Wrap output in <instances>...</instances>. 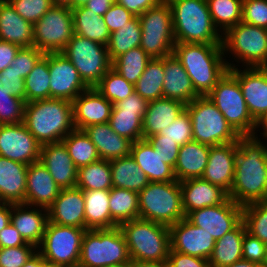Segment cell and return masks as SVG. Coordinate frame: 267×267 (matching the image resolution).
Here are the masks:
<instances>
[{
	"label": "cell",
	"mask_w": 267,
	"mask_h": 267,
	"mask_svg": "<svg viewBox=\"0 0 267 267\" xmlns=\"http://www.w3.org/2000/svg\"><path fill=\"white\" fill-rule=\"evenodd\" d=\"M237 140L235 172L228 197L245 206L267 201V144L256 135Z\"/></svg>",
	"instance_id": "obj_1"
},
{
	"label": "cell",
	"mask_w": 267,
	"mask_h": 267,
	"mask_svg": "<svg viewBox=\"0 0 267 267\" xmlns=\"http://www.w3.org/2000/svg\"><path fill=\"white\" fill-rule=\"evenodd\" d=\"M173 54L199 96H207L228 69L236 67L224 59L222 44L175 43Z\"/></svg>",
	"instance_id": "obj_2"
},
{
	"label": "cell",
	"mask_w": 267,
	"mask_h": 267,
	"mask_svg": "<svg viewBox=\"0 0 267 267\" xmlns=\"http://www.w3.org/2000/svg\"><path fill=\"white\" fill-rule=\"evenodd\" d=\"M23 123L41 145L62 141L75 129L72 102L56 98L28 102Z\"/></svg>",
	"instance_id": "obj_3"
},
{
	"label": "cell",
	"mask_w": 267,
	"mask_h": 267,
	"mask_svg": "<svg viewBox=\"0 0 267 267\" xmlns=\"http://www.w3.org/2000/svg\"><path fill=\"white\" fill-rule=\"evenodd\" d=\"M171 8L176 43L222 44L207 0H166Z\"/></svg>",
	"instance_id": "obj_4"
},
{
	"label": "cell",
	"mask_w": 267,
	"mask_h": 267,
	"mask_svg": "<svg viewBox=\"0 0 267 267\" xmlns=\"http://www.w3.org/2000/svg\"><path fill=\"white\" fill-rule=\"evenodd\" d=\"M130 262L125 236L119 226L85 231L78 262L81 267H119Z\"/></svg>",
	"instance_id": "obj_5"
},
{
	"label": "cell",
	"mask_w": 267,
	"mask_h": 267,
	"mask_svg": "<svg viewBox=\"0 0 267 267\" xmlns=\"http://www.w3.org/2000/svg\"><path fill=\"white\" fill-rule=\"evenodd\" d=\"M131 260L167 262L170 251L169 226L136 218L119 226Z\"/></svg>",
	"instance_id": "obj_6"
},
{
	"label": "cell",
	"mask_w": 267,
	"mask_h": 267,
	"mask_svg": "<svg viewBox=\"0 0 267 267\" xmlns=\"http://www.w3.org/2000/svg\"><path fill=\"white\" fill-rule=\"evenodd\" d=\"M185 217L179 181L149 182L139 192V218L171 226Z\"/></svg>",
	"instance_id": "obj_7"
},
{
	"label": "cell",
	"mask_w": 267,
	"mask_h": 267,
	"mask_svg": "<svg viewBox=\"0 0 267 267\" xmlns=\"http://www.w3.org/2000/svg\"><path fill=\"white\" fill-rule=\"evenodd\" d=\"M185 110L191 119L193 140L213 146L237 142L240 138L207 96L195 98Z\"/></svg>",
	"instance_id": "obj_8"
},
{
	"label": "cell",
	"mask_w": 267,
	"mask_h": 267,
	"mask_svg": "<svg viewBox=\"0 0 267 267\" xmlns=\"http://www.w3.org/2000/svg\"><path fill=\"white\" fill-rule=\"evenodd\" d=\"M207 97L240 136H253L256 121L250 115L238 80L228 71Z\"/></svg>",
	"instance_id": "obj_9"
},
{
	"label": "cell",
	"mask_w": 267,
	"mask_h": 267,
	"mask_svg": "<svg viewBox=\"0 0 267 267\" xmlns=\"http://www.w3.org/2000/svg\"><path fill=\"white\" fill-rule=\"evenodd\" d=\"M139 21L142 29L140 47L151 59L173 54L176 41L172 12L166 0L145 11L139 16Z\"/></svg>",
	"instance_id": "obj_10"
},
{
	"label": "cell",
	"mask_w": 267,
	"mask_h": 267,
	"mask_svg": "<svg viewBox=\"0 0 267 267\" xmlns=\"http://www.w3.org/2000/svg\"><path fill=\"white\" fill-rule=\"evenodd\" d=\"M224 54L231 53L246 68L267 67V29L239 22L222 34Z\"/></svg>",
	"instance_id": "obj_11"
},
{
	"label": "cell",
	"mask_w": 267,
	"mask_h": 267,
	"mask_svg": "<svg viewBox=\"0 0 267 267\" xmlns=\"http://www.w3.org/2000/svg\"><path fill=\"white\" fill-rule=\"evenodd\" d=\"M78 70L79 76L89 87H95L112 67L107 46L74 34L61 52Z\"/></svg>",
	"instance_id": "obj_12"
},
{
	"label": "cell",
	"mask_w": 267,
	"mask_h": 267,
	"mask_svg": "<svg viewBox=\"0 0 267 267\" xmlns=\"http://www.w3.org/2000/svg\"><path fill=\"white\" fill-rule=\"evenodd\" d=\"M85 231L83 228L62 226L48 221L37 252L49 263L62 267L78 265Z\"/></svg>",
	"instance_id": "obj_13"
},
{
	"label": "cell",
	"mask_w": 267,
	"mask_h": 267,
	"mask_svg": "<svg viewBox=\"0 0 267 267\" xmlns=\"http://www.w3.org/2000/svg\"><path fill=\"white\" fill-rule=\"evenodd\" d=\"M33 46L44 53L62 52L74 35L73 14L67 5H54L34 25Z\"/></svg>",
	"instance_id": "obj_14"
},
{
	"label": "cell",
	"mask_w": 267,
	"mask_h": 267,
	"mask_svg": "<svg viewBox=\"0 0 267 267\" xmlns=\"http://www.w3.org/2000/svg\"><path fill=\"white\" fill-rule=\"evenodd\" d=\"M242 211L243 206L228 197L222 204L191 211L186 218L218 240L242 221Z\"/></svg>",
	"instance_id": "obj_15"
},
{
	"label": "cell",
	"mask_w": 267,
	"mask_h": 267,
	"mask_svg": "<svg viewBox=\"0 0 267 267\" xmlns=\"http://www.w3.org/2000/svg\"><path fill=\"white\" fill-rule=\"evenodd\" d=\"M41 144L25 124L0 125V156L26 165L39 161Z\"/></svg>",
	"instance_id": "obj_16"
},
{
	"label": "cell",
	"mask_w": 267,
	"mask_h": 267,
	"mask_svg": "<svg viewBox=\"0 0 267 267\" xmlns=\"http://www.w3.org/2000/svg\"><path fill=\"white\" fill-rule=\"evenodd\" d=\"M50 73V98L73 101L89 87L79 76L78 70L61 52L48 53Z\"/></svg>",
	"instance_id": "obj_17"
},
{
	"label": "cell",
	"mask_w": 267,
	"mask_h": 267,
	"mask_svg": "<svg viewBox=\"0 0 267 267\" xmlns=\"http://www.w3.org/2000/svg\"><path fill=\"white\" fill-rule=\"evenodd\" d=\"M169 232L170 249L173 251L207 260L211 256L216 240L186 217L169 226Z\"/></svg>",
	"instance_id": "obj_18"
},
{
	"label": "cell",
	"mask_w": 267,
	"mask_h": 267,
	"mask_svg": "<svg viewBox=\"0 0 267 267\" xmlns=\"http://www.w3.org/2000/svg\"><path fill=\"white\" fill-rule=\"evenodd\" d=\"M228 71L238 80L248 111L257 121L267 112V67H234Z\"/></svg>",
	"instance_id": "obj_19"
},
{
	"label": "cell",
	"mask_w": 267,
	"mask_h": 267,
	"mask_svg": "<svg viewBox=\"0 0 267 267\" xmlns=\"http://www.w3.org/2000/svg\"><path fill=\"white\" fill-rule=\"evenodd\" d=\"M75 129L109 121L113 104L94 87L88 88L72 101Z\"/></svg>",
	"instance_id": "obj_20"
},
{
	"label": "cell",
	"mask_w": 267,
	"mask_h": 267,
	"mask_svg": "<svg viewBox=\"0 0 267 267\" xmlns=\"http://www.w3.org/2000/svg\"><path fill=\"white\" fill-rule=\"evenodd\" d=\"M47 211L51 223L85 229V200L78 187L62 188Z\"/></svg>",
	"instance_id": "obj_21"
},
{
	"label": "cell",
	"mask_w": 267,
	"mask_h": 267,
	"mask_svg": "<svg viewBox=\"0 0 267 267\" xmlns=\"http://www.w3.org/2000/svg\"><path fill=\"white\" fill-rule=\"evenodd\" d=\"M237 148V142L210 146L208 163L201 178L229 193L234 178Z\"/></svg>",
	"instance_id": "obj_22"
},
{
	"label": "cell",
	"mask_w": 267,
	"mask_h": 267,
	"mask_svg": "<svg viewBox=\"0 0 267 267\" xmlns=\"http://www.w3.org/2000/svg\"><path fill=\"white\" fill-rule=\"evenodd\" d=\"M39 161L61 188L76 187L78 168L63 141L41 145Z\"/></svg>",
	"instance_id": "obj_23"
},
{
	"label": "cell",
	"mask_w": 267,
	"mask_h": 267,
	"mask_svg": "<svg viewBox=\"0 0 267 267\" xmlns=\"http://www.w3.org/2000/svg\"><path fill=\"white\" fill-rule=\"evenodd\" d=\"M61 189L40 161L28 165L25 204L47 209Z\"/></svg>",
	"instance_id": "obj_24"
},
{
	"label": "cell",
	"mask_w": 267,
	"mask_h": 267,
	"mask_svg": "<svg viewBox=\"0 0 267 267\" xmlns=\"http://www.w3.org/2000/svg\"><path fill=\"white\" fill-rule=\"evenodd\" d=\"M179 184L185 216L196 209L222 204L228 198V193L220 186L202 178L184 180Z\"/></svg>",
	"instance_id": "obj_25"
},
{
	"label": "cell",
	"mask_w": 267,
	"mask_h": 267,
	"mask_svg": "<svg viewBox=\"0 0 267 267\" xmlns=\"http://www.w3.org/2000/svg\"><path fill=\"white\" fill-rule=\"evenodd\" d=\"M42 210H41V209ZM30 209V210H29ZM10 222L19 231L26 243L38 247L48 223V211L25 203L11 204Z\"/></svg>",
	"instance_id": "obj_26"
},
{
	"label": "cell",
	"mask_w": 267,
	"mask_h": 267,
	"mask_svg": "<svg viewBox=\"0 0 267 267\" xmlns=\"http://www.w3.org/2000/svg\"><path fill=\"white\" fill-rule=\"evenodd\" d=\"M164 81L163 97L187 105L199 95L195 92L191 80L181 62L171 54L163 57Z\"/></svg>",
	"instance_id": "obj_27"
},
{
	"label": "cell",
	"mask_w": 267,
	"mask_h": 267,
	"mask_svg": "<svg viewBox=\"0 0 267 267\" xmlns=\"http://www.w3.org/2000/svg\"><path fill=\"white\" fill-rule=\"evenodd\" d=\"M27 167L0 156V203H25Z\"/></svg>",
	"instance_id": "obj_28"
},
{
	"label": "cell",
	"mask_w": 267,
	"mask_h": 267,
	"mask_svg": "<svg viewBox=\"0 0 267 267\" xmlns=\"http://www.w3.org/2000/svg\"><path fill=\"white\" fill-rule=\"evenodd\" d=\"M131 156L136 164L144 171L149 182H169L175 181L173 168L163 162L159 150L147 139L137 140L132 144Z\"/></svg>",
	"instance_id": "obj_29"
},
{
	"label": "cell",
	"mask_w": 267,
	"mask_h": 267,
	"mask_svg": "<svg viewBox=\"0 0 267 267\" xmlns=\"http://www.w3.org/2000/svg\"><path fill=\"white\" fill-rule=\"evenodd\" d=\"M84 132L96 146L100 159L110 161L131 155L133 142L119 136L108 122L88 126Z\"/></svg>",
	"instance_id": "obj_30"
},
{
	"label": "cell",
	"mask_w": 267,
	"mask_h": 267,
	"mask_svg": "<svg viewBox=\"0 0 267 267\" xmlns=\"http://www.w3.org/2000/svg\"><path fill=\"white\" fill-rule=\"evenodd\" d=\"M33 24L23 19L8 0L0 1V40L19 47L33 46Z\"/></svg>",
	"instance_id": "obj_31"
},
{
	"label": "cell",
	"mask_w": 267,
	"mask_h": 267,
	"mask_svg": "<svg viewBox=\"0 0 267 267\" xmlns=\"http://www.w3.org/2000/svg\"><path fill=\"white\" fill-rule=\"evenodd\" d=\"M210 146L195 140L179 147L178 158L174 167L177 181L201 178L208 163Z\"/></svg>",
	"instance_id": "obj_32"
},
{
	"label": "cell",
	"mask_w": 267,
	"mask_h": 267,
	"mask_svg": "<svg viewBox=\"0 0 267 267\" xmlns=\"http://www.w3.org/2000/svg\"><path fill=\"white\" fill-rule=\"evenodd\" d=\"M186 105L169 98H159L148 103L143 117V139L159 134L160 131L172 123L182 112Z\"/></svg>",
	"instance_id": "obj_33"
},
{
	"label": "cell",
	"mask_w": 267,
	"mask_h": 267,
	"mask_svg": "<svg viewBox=\"0 0 267 267\" xmlns=\"http://www.w3.org/2000/svg\"><path fill=\"white\" fill-rule=\"evenodd\" d=\"M246 231L243 221L233 230L215 241V246L208 259L209 267H226L242 258V242Z\"/></svg>",
	"instance_id": "obj_34"
},
{
	"label": "cell",
	"mask_w": 267,
	"mask_h": 267,
	"mask_svg": "<svg viewBox=\"0 0 267 267\" xmlns=\"http://www.w3.org/2000/svg\"><path fill=\"white\" fill-rule=\"evenodd\" d=\"M110 168L113 187L139 193L149 184L146 174L131 155L110 160Z\"/></svg>",
	"instance_id": "obj_35"
},
{
	"label": "cell",
	"mask_w": 267,
	"mask_h": 267,
	"mask_svg": "<svg viewBox=\"0 0 267 267\" xmlns=\"http://www.w3.org/2000/svg\"><path fill=\"white\" fill-rule=\"evenodd\" d=\"M85 200V229L112 228L109 190H83Z\"/></svg>",
	"instance_id": "obj_36"
},
{
	"label": "cell",
	"mask_w": 267,
	"mask_h": 267,
	"mask_svg": "<svg viewBox=\"0 0 267 267\" xmlns=\"http://www.w3.org/2000/svg\"><path fill=\"white\" fill-rule=\"evenodd\" d=\"M71 9L73 14L74 34L107 46L111 33L104 22L103 16L95 14L85 6Z\"/></svg>",
	"instance_id": "obj_37"
},
{
	"label": "cell",
	"mask_w": 267,
	"mask_h": 267,
	"mask_svg": "<svg viewBox=\"0 0 267 267\" xmlns=\"http://www.w3.org/2000/svg\"><path fill=\"white\" fill-rule=\"evenodd\" d=\"M109 209L112 217V228L139 218V193L112 187L109 190Z\"/></svg>",
	"instance_id": "obj_38"
},
{
	"label": "cell",
	"mask_w": 267,
	"mask_h": 267,
	"mask_svg": "<svg viewBox=\"0 0 267 267\" xmlns=\"http://www.w3.org/2000/svg\"><path fill=\"white\" fill-rule=\"evenodd\" d=\"M164 77L163 58L151 59L134 85L135 92L148 102L162 98Z\"/></svg>",
	"instance_id": "obj_39"
},
{
	"label": "cell",
	"mask_w": 267,
	"mask_h": 267,
	"mask_svg": "<svg viewBox=\"0 0 267 267\" xmlns=\"http://www.w3.org/2000/svg\"><path fill=\"white\" fill-rule=\"evenodd\" d=\"M76 187L81 190H110L113 187L110 161L99 159L79 167Z\"/></svg>",
	"instance_id": "obj_40"
},
{
	"label": "cell",
	"mask_w": 267,
	"mask_h": 267,
	"mask_svg": "<svg viewBox=\"0 0 267 267\" xmlns=\"http://www.w3.org/2000/svg\"><path fill=\"white\" fill-rule=\"evenodd\" d=\"M142 36L139 16H135L122 28L110 34V40L107 45L109 58L111 61L121 54L140 46Z\"/></svg>",
	"instance_id": "obj_41"
},
{
	"label": "cell",
	"mask_w": 267,
	"mask_h": 267,
	"mask_svg": "<svg viewBox=\"0 0 267 267\" xmlns=\"http://www.w3.org/2000/svg\"><path fill=\"white\" fill-rule=\"evenodd\" d=\"M62 141L77 168L100 159L96 146L84 130L74 129Z\"/></svg>",
	"instance_id": "obj_42"
},
{
	"label": "cell",
	"mask_w": 267,
	"mask_h": 267,
	"mask_svg": "<svg viewBox=\"0 0 267 267\" xmlns=\"http://www.w3.org/2000/svg\"><path fill=\"white\" fill-rule=\"evenodd\" d=\"M25 102L50 99V73L48 53L37 62L32 71L24 79Z\"/></svg>",
	"instance_id": "obj_43"
},
{
	"label": "cell",
	"mask_w": 267,
	"mask_h": 267,
	"mask_svg": "<svg viewBox=\"0 0 267 267\" xmlns=\"http://www.w3.org/2000/svg\"><path fill=\"white\" fill-rule=\"evenodd\" d=\"M207 4L213 24L221 34L242 22L243 0H207Z\"/></svg>",
	"instance_id": "obj_44"
},
{
	"label": "cell",
	"mask_w": 267,
	"mask_h": 267,
	"mask_svg": "<svg viewBox=\"0 0 267 267\" xmlns=\"http://www.w3.org/2000/svg\"><path fill=\"white\" fill-rule=\"evenodd\" d=\"M150 60L148 54L139 46L114 59L112 68L125 80L135 85Z\"/></svg>",
	"instance_id": "obj_45"
},
{
	"label": "cell",
	"mask_w": 267,
	"mask_h": 267,
	"mask_svg": "<svg viewBox=\"0 0 267 267\" xmlns=\"http://www.w3.org/2000/svg\"><path fill=\"white\" fill-rule=\"evenodd\" d=\"M143 116L137 111L112 109L109 118L110 127L119 135L133 143L143 139Z\"/></svg>",
	"instance_id": "obj_46"
},
{
	"label": "cell",
	"mask_w": 267,
	"mask_h": 267,
	"mask_svg": "<svg viewBox=\"0 0 267 267\" xmlns=\"http://www.w3.org/2000/svg\"><path fill=\"white\" fill-rule=\"evenodd\" d=\"M94 88L113 105L135 92L134 84L125 80L112 67Z\"/></svg>",
	"instance_id": "obj_47"
},
{
	"label": "cell",
	"mask_w": 267,
	"mask_h": 267,
	"mask_svg": "<svg viewBox=\"0 0 267 267\" xmlns=\"http://www.w3.org/2000/svg\"><path fill=\"white\" fill-rule=\"evenodd\" d=\"M242 221L248 233L267 244V201L243 206Z\"/></svg>",
	"instance_id": "obj_48"
},
{
	"label": "cell",
	"mask_w": 267,
	"mask_h": 267,
	"mask_svg": "<svg viewBox=\"0 0 267 267\" xmlns=\"http://www.w3.org/2000/svg\"><path fill=\"white\" fill-rule=\"evenodd\" d=\"M25 104L23 99L0 89V125L22 123Z\"/></svg>",
	"instance_id": "obj_49"
},
{
	"label": "cell",
	"mask_w": 267,
	"mask_h": 267,
	"mask_svg": "<svg viewBox=\"0 0 267 267\" xmlns=\"http://www.w3.org/2000/svg\"><path fill=\"white\" fill-rule=\"evenodd\" d=\"M161 140L176 142L179 146L193 140L192 123L188 112H182L172 123L163 128Z\"/></svg>",
	"instance_id": "obj_50"
},
{
	"label": "cell",
	"mask_w": 267,
	"mask_h": 267,
	"mask_svg": "<svg viewBox=\"0 0 267 267\" xmlns=\"http://www.w3.org/2000/svg\"><path fill=\"white\" fill-rule=\"evenodd\" d=\"M16 12L33 25L54 6L52 0H8Z\"/></svg>",
	"instance_id": "obj_51"
},
{
	"label": "cell",
	"mask_w": 267,
	"mask_h": 267,
	"mask_svg": "<svg viewBox=\"0 0 267 267\" xmlns=\"http://www.w3.org/2000/svg\"><path fill=\"white\" fill-rule=\"evenodd\" d=\"M36 249L37 247L29 243L0 248V267H22L37 252Z\"/></svg>",
	"instance_id": "obj_52"
},
{
	"label": "cell",
	"mask_w": 267,
	"mask_h": 267,
	"mask_svg": "<svg viewBox=\"0 0 267 267\" xmlns=\"http://www.w3.org/2000/svg\"><path fill=\"white\" fill-rule=\"evenodd\" d=\"M44 55V52L38 50L34 46L20 47L10 65L11 69H14L17 73H19L20 77L25 79Z\"/></svg>",
	"instance_id": "obj_53"
},
{
	"label": "cell",
	"mask_w": 267,
	"mask_h": 267,
	"mask_svg": "<svg viewBox=\"0 0 267 267\" xmlns=\"http://www.w3.org/2000/svg\"><path fill=\"white\" fill-rule=\"evenodd\" d=\"M242 258L267 267V244L245 231L242 242Z\"/></svg>",
	"instance_id": "obj_54"
},
{
	"label": "cell",
	"mask_w": 267,
	"mask_h": 267,
	"mask_svg": "<svg viewBox=\"0 0 267 267\" xmlns=\"http://www.w3.org/2000/svg\"><path fill=\"white\" fill-rule=\"evenodd\" d=\"M242 22L267 29V0H243Z\"/></svg>",
	"instance_id": "obj_55"
},
{
	"label": "cell",
	"mask_w": 267,
	"mask_h": 267,
	"mask_svg": "<svg viewBox=\"0 0 267 267\" xmlns=\"http://www.w3.org/2000/svg\"><path fill=\"white\" fill-rule=\"evenodd\" d=\"M0 89L25 101V82L11 66L0 72Z\"/></svg>",
	"instance_id": "obj_56"
},
{
	"label": "cell",
	"mask_w": 267,
	"mask_h": 267,
	"mask_svg": "<svg viewBox=\"0 0 267 267\" xmlns=\"http://www.w3.org/2000/svg\"><path fill=\"white\" fill-rule=\"evenodd\" d=\"M135 16L129 12L124 6L114 3L103 15L110 33L122 28L123 25L131 21Z\"/></svg>",
	"instance_id": "obj_57"
},
{
	"label": "cell",
	"mask_w": 267,
	"mask_h": 267,
	"mask_svg": "<svg viewBox=\"0 0 267 267\" xmlns=\"http://www.w3.org/2000/svg\"><path fill=\"white\" fill-rule=\"evenodd\" d=\"M147 140L153 145L154 149L159 150L163 162L174 169L180 146L176 142L170 140H161V134H155Z\"/></svg>",
	"instance_id": "obj_58"
},
{
	"label": "cell",
	"mask_w": 267,
	"mask_h": 267,
	"mask_svg": "<svg viewBox=\"0 0 267 267\" xmlns=\"http://www.w3.org/2000/svg\"><path fill=\"white\" fill-rule=\"evenodd\" d=\"M168 267H209L207 259L180 253L170 249L168 259Z\"/></svg>",
	"instance_id": "obj_59"
},
{
	"label": "cell",
	"mask_w": 267,
	"mask_h": 267,
	"mask_svg": "<svg viewBox=\"0 0 267 267\" xmlns=\"http://www.w3.org/2000/svg\"><path fill=\"white\" fill-rule=\"evenodd\" d=\"M148 103L149 102L142 98L138 93L133 92L125 99L118 101L115 105H113L112 109L137 111L144 117Z\"/></svg>",
	"instance_id": "obj_60"
},
{
	"label": "cell",
	"mask_w": 267,
	"mask_h": 267,
	"mask_svg": "<svg viewBox=\"0 0 267 267\" xmlns=\"http://www.w3.org/2000/svg\"><path fill=\"white\" fill-rule=\"evenodd\" d=\"M25 244V240L11 222L0 231V248L18 247Z\"/></svg>",
	"instance_id": "obj_61"
},
{
	"label": "cell",
	"mask_w": 267,
	"mask_h": 267,
	"mask_svg": "<svg viewBox=\"0 0 267 267\" xmlns=\"http://www.w3.org/2000/svg\"><path fill=\"white\" fill-rule=\"evenodd\" d=\"M124 6L134 16H140L150 8L155 7L162 0H114Z\"/></svg>",
	"instance_id": "obj_62"
},
{
	"label": "cell",
	"mask_w": 267,
	"mask_h": 267,
	"mask_svg": "<svg viewBox=\"0 0 267 267\" xmlns=\"http://www.w3.org/2000/svg\"><path fill=\"white\" fill-rule=\"evenodd\" d=\"M20 47L0 40V72L11 65Z\"/></svg>",
	"instance_id": "obj_63"
},
{
	"label": "cell",
	"mask_w": 267,
	"mask_h": 267,
	"mask_svg": "<svg viewBox=\"0 0 267 267\" xmlns=\"http://www.w3.org/2000/svg\"><path fill=\"white\" fill-rule=\"evenodd\" d=\"M114 3V0H88L84 6L95 14L103 16Z\"/></svg>",
	"instance_id": "obj_64"
},
{
	"label": "cell",
	"mask_w": 267,
	"mask_h": 267,
	"mask_svg": "<svg viewBox=\"0 0 267 267\" xmlns=\"http://www.w3.org/2000/svg\"><path fill=\"white\" fill-rule=\"evenodd\" d=\"M11 220V204L0 203V231L5 228Z\"/></svg>",
	"instance_id": "obj_65"
},
{
	"label": "cell",
	"mask_w": 267,
	"mask_h": 267,
	"mask_svg": "<svg viewBox=\"0 0 267 267\" xmlns=\"http://www.w3.org/2000/svg\"><path fill=\"white\" fill-rule=\"evenodd\" d=\"M129 267H168L167 262H150L131 260Z\"/></svg>",
	"instance_id": "obj_66"
},
{
	"label": "cell",
	"mask_w": 267,
	"mask_h": 267,
	"mask_svg": "<svg viewBox=\"0 0 267 267\" xmlns=\"http://www.w3.org/2000/svg\"><path fill=\"white\" fill-rule=\"evenodd\" d=\"M44 261L45 260L42 258V256L38 252H36L22 267H41V264Z\"/></svg>",
	"instance_id": "obj_67"
},
{
	"label": "cell",
	"mask_w": 267,
	"mask_h": 267,
	"mask_svg": "<svg viewBox=\"0 0 267 267\" xmlns=\"http://www.w3.org/2000/svg\"><path fill=\"white\" fill-rule=\"evenodd\" d=\"M261 125V126H260ZM263 128V133L261 136H263L265 139H267V112L265 114H263L257 121H256V129L258 128Z\"/></svg>",
	"instance_id": "obj_68"
},
{
	"label": "cell",
	"mask_w": 267,
	"mask_h": 267,
	"mask_svg": "<svg viewBox=\"0 0 267 267\" xmlns=\"http://www.w3.org/2000/svg\"><path fill=\"white\" fill-rule=\"evenodd\" d=\"M226 267H262L256 263L241 259Z\"/></svg>",
	"instance_id": "obj_69"
},
{
	"label": "cell",
	"mask_w": 267,
	"mask_h": 267,
	"mask_svg": "<svg viewBox=\"0 0 267 267\" xmlns=\"http://www.w3.org/2000/svg\"><path fill=\"white\" fill-rule=\"evenodd\" d=\"M88 0H72V3L69 5L71 8H76L80 6H84Z\"/></svg>",
	"instance_id": "obj_70"
},
{
	"label": "cell",
	"mask_w": 267,
	"mask_h": 267,
	"mask_svg": "<svg viewBox=\"0 0 267 267\" xmlns=\"http://www.w3.org/2000/svg\"><path fill=\"white\" fill-rule=\"evenodd\" d=\"M54 5H67L69 6L72 3V0H52Z\"/></svg>",
	"instance_id": "obj_71"
},
{
	"label": "cell",
	"mask_w": 267,
	"mask_h": 267,
	"mask_svg": "<svg viewBox=\"0 0 267 267\" xmlns=\"http://www.w3.org/2000/svg\"><path fill=\"white\" fill-rule=\"evenodd\" d=\"M41 267H62V266H59V265H56V264H53V263H49V262L44 261L41 264Z\"/></svg>",
	"instance_id": "obj_72"
},
{
	"label": "cell",
	"mask_w": 267,
	"mask_h": 267,
	"mask_svg": "<svg viewBox=\"0 0 267 267\" xmlns=\"http://www.w3.org/2000/svg\"><path fill=\"white\" fill-rule=\"evenodd\" d=\"M66 267H81L79 264L75 266H66Z\"/></svg>",
	"instance_id": "obj_73"
}]
</instances>
